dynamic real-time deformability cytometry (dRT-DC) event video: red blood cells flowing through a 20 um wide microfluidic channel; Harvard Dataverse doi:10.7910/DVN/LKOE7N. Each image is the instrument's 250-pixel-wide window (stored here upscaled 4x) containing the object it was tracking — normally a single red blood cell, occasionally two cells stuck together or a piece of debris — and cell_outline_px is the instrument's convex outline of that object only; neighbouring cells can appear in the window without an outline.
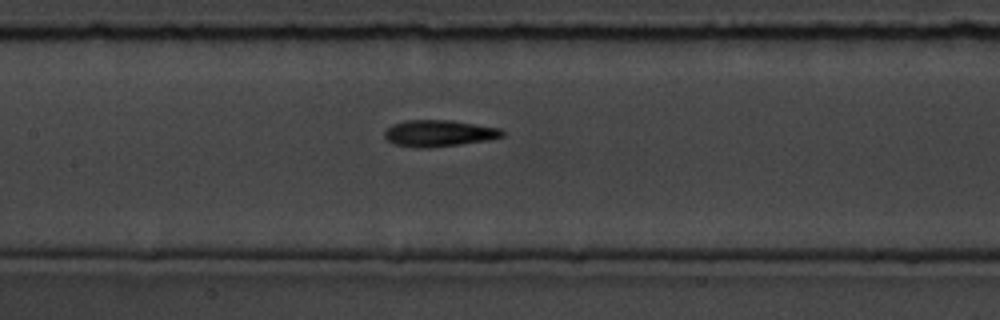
{"species": "common noctule bat (a hibernating species)", "species_latin": "Nyctalus noctula", "temperature_condition": "room temperature", "stored_images_in_passage": 8, "camera_frame_rate_fps": 3000, "um_per_image_px": 0.085, "animal": {"sex": "male", "body_mass_g": 19.5, "forearm_length_mm": 54.6}, "frame": {"image": 1, "passage_image": 8, "time_ms": 8.0, "image_size_px": [1000, 320], "cell_outline_px": [[504, 136], [488, 140], [460, 144], [428, 148], [416, 148], [396, 144], [388, 140], [384, 136], [384, 132], [392, 124], [404, 120], [452, 120], [500, 128], [504, 132]], "centroid_in_image_um": [37.31, 11.32], "position_along_channel_um": 170.1, "area_um2": 18.21}}